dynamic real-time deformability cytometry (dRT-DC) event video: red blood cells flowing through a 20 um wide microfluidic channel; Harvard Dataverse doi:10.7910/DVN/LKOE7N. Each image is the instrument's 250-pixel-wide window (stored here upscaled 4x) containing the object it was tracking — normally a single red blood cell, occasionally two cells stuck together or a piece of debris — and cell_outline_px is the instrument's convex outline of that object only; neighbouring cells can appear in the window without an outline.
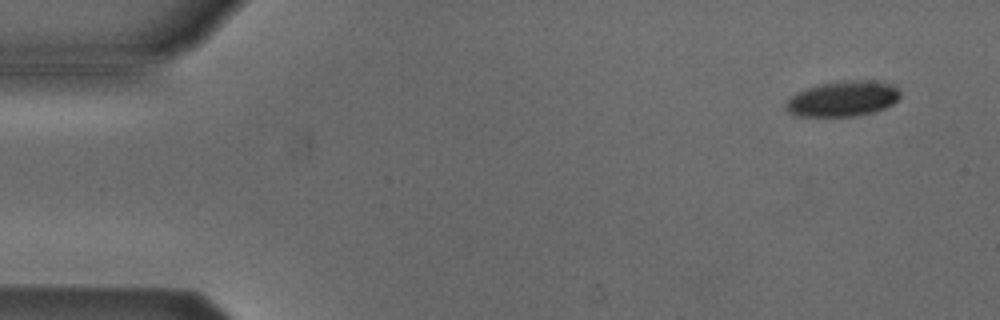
{"species": "Egyptian fruit bat (a non-hibernating species)", "species_latin": "Rousettus aegyptiacus", "temperature_condition": "cold", "stored_images_in_passage": 4, "camera_frame_rate_fps": 3000, "um_per_image_px": 0.085, "animal": {"sex": "male"}, "frame": {"image": 1, "passage_image": 1, "time_ms": 0.0, "image_size_px": [1000, 320], "cell_outline_px": [[900, 96], [892, 104], [884, 108], [872, 112], [852, 116], [796, 116], [788, 112], [784, 108], [784, 104], [796, 92], [820, 84], [840, 80], [880, 80], [892, 84], [900, 92]], "centroid_in_image_um": [71.63, 8.38], "position_along_channel_um": 13.4, "area_um2": 23.7}}
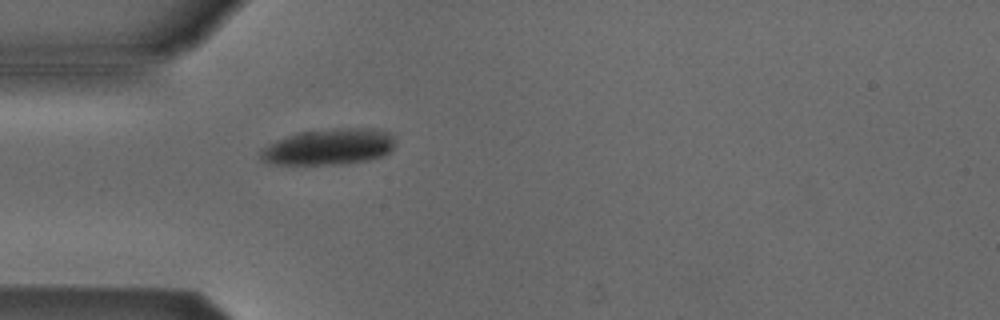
{"frame": {"image": 2, "passage_image": 4, "time_ms": 4.0, "image_size_px": [1000, 320], "cell_outline_px": [[392, 148], [384, 156], [368, 160], [348, 164], [268, 164], [260, 160], [260, 148], [276, 140], [300, 132], [332, 128], [372, 128], [392, 132]], "centroid_in_image_um": [27.93, 12.48], "position_along_channel_um": 57.1, "area_um2": 28.55}}